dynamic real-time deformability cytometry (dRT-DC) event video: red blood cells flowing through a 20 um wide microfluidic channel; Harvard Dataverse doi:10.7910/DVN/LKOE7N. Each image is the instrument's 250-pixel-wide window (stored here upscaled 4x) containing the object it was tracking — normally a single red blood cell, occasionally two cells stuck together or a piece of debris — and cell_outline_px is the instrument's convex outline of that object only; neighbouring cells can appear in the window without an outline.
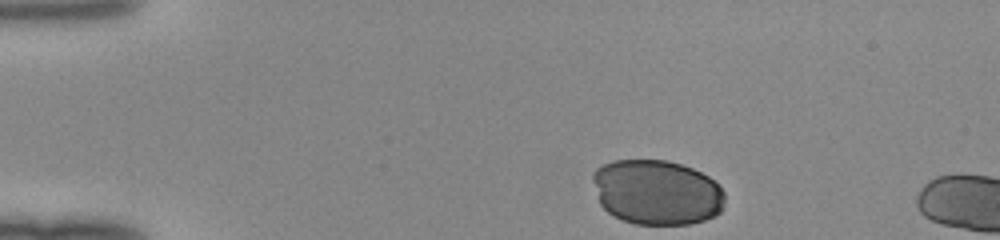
{"species": "human", "species_latin": "Homo sapiens", "temperature_condition": "room temperature", "stored_images_in_passage": 5, "camera_frame_rate_fps": 3000, "um_per_image_px": 0.085, "donor": {"sex": "female"}, "frame": {"image": 1, "passage_image": 1, "time_ms": 0.0, "image_size_px": [1000, 240], "cell_outline_px": [[724, 208], [716, 216], [704, 220], [688, 224], [636, 224], [624, 220], [608, 212], [600, 204], [592, 180], [592, 172], [596, 168], [612, 160], [668, 160], [692, 168], [708, 176], [724, 192]], "centroid_in_image_um": [55.82, 16.34], "position_along_channel_um": 29.2, "area_um2": 50.11}}